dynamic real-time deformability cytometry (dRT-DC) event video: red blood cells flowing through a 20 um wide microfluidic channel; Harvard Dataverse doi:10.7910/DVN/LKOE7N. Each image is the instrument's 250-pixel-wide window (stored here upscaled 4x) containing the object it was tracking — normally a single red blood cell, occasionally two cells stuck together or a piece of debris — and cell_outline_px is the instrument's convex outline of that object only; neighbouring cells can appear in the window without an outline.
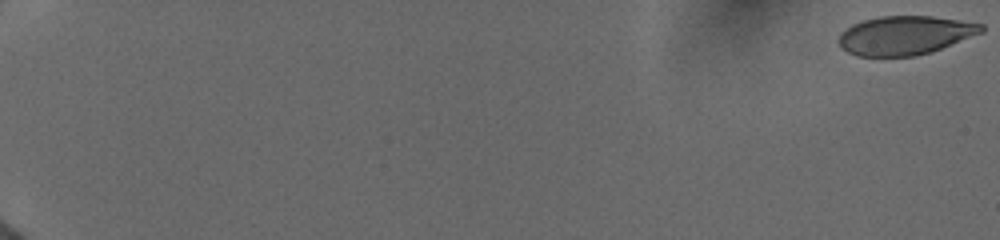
{"species": "human", "species_latin": "Homo sapiens", "temperature_condition": "cold", "stored_images_in_passage": 60, "camera_frame_rate_fps": 3000, "um_per_image_px": 0.085, "donor": {"sex": "female"}, "frame": {"image": 1, "passage_image": 1, "time_ms": 0.0, "image_size_px": [1000, 240], "cell_outline_px": [[984, 32], [932, 52], [916, 56], [856, 56], [840, 48], [836, 40], [840, 32], [852, 24], [864, 20], [880, 16], [932, 16], [984, 24]], "centroid_in_image_um": [76.9, 3.01], "position_along_channel_um": 8.1, "area_um2": 32.6}}
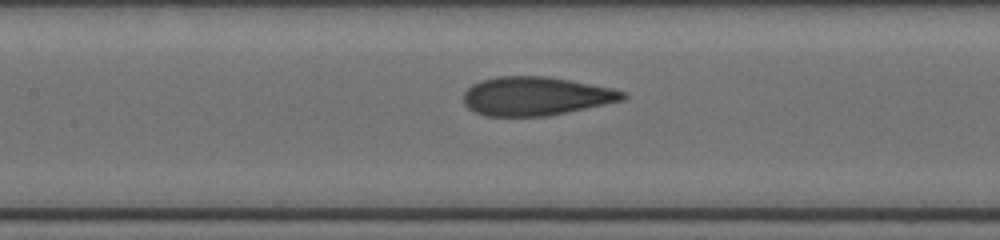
{"frame": {"image": 2, "passage_image": 36, "time_ms": 9.667, "image_size_px": [1000, 240], "cell_outline_px": [[628, 96], [624, 100], [568, 112], [548, 116], [484, 116], [468, 108], [464, 104], [464, 92], [472, 84], [480, 80], [500, 76], [544, 76], [568, 80], [612, 88], [628, 92]], "centroid_in_image_um": [45.55, 8.18], "position_along_channel_um": 161.9, "area_um2": 35.95}}
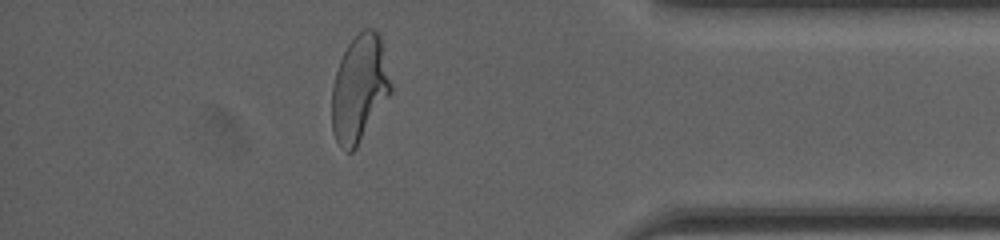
{"frame": {"image": 3, "passage_image": 56, "time_ms": 16.333, "image_size_px": [1000, 240], "cell_outline_px": [[392, 92], [356, 148], [352, 152], [348, 152], [340, 148], [336, 140], [332, 128], [332, 88], [336, 72], [340, 60], [348, 44], [364, 28], [372, 28], [380, 36], [392, 84]], "centroid_in_image_um": [30.55, 7.55], "position_along_channel_um": 404.6, "area_um2": 36.59}, "authors_computed_cell_mechanics": {"area_um2": 35.3736, "velocity_mm_per_s": 3.9656, "shape_relaxation_time_tau1_ms": 5.119, "shape_relaxation_time_tau2_ms": 0.7543, "deformation_change_tau1": 0.2024, "deformation_change_tau2": 0.0705}}